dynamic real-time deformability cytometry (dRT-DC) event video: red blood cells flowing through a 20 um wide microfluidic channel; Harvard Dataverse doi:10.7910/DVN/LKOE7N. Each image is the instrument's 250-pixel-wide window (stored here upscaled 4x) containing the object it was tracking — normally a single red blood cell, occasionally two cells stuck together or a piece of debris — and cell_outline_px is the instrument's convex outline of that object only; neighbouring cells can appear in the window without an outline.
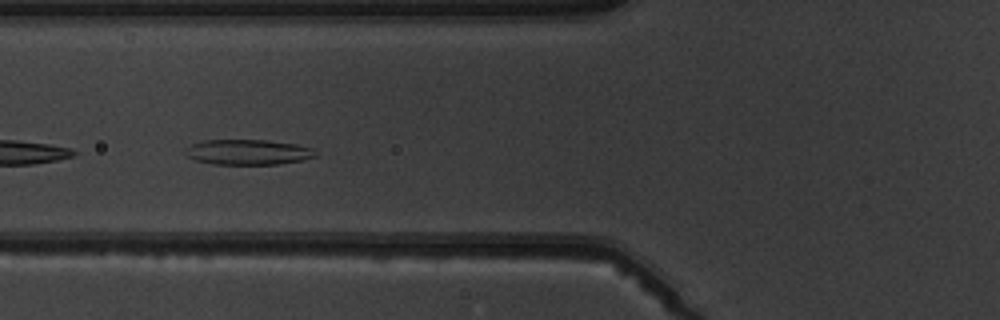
{"species": "common noctule bat (a hibernating species)", "species_latin": "Nyctalus noctula", "temperature_condition": "warm", "stored_images_in_passage": 9, "camera_frame_rate_fps": 3000, "um_per_image_px": 0.085, "animal": {"sex": "male", "body_mass_g": 19.5, "forearm_length_mm": 54.6}, "frame": {"image": 1, "passage_image": 6, "time_ms": 5.667, "image_size_px": [1000, 320], "cell_outline_px": [[316, 156], [304, 160], [276, 164], [212, 164], [196, 160], [184, 156], [184, 148], [192, 144], [204, 140], [264, 140], [296, 144], [312, 148]], "centroid_in_image_um": [21.02, 12.93], "position_along_channel_um": 104.8, "area_um2": 19.19}}
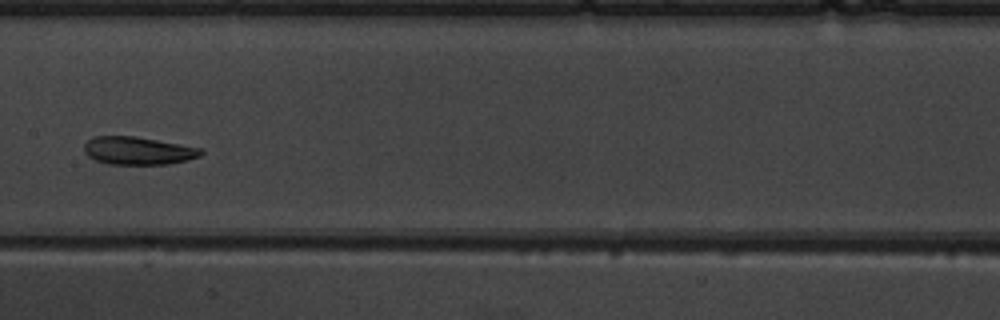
{"frame": {"image": 2, "passage_image": 8, "time_ms": 8.0, "image_size_px": [1000, 320], "cell_outline_px": [[204, 152], [200, 156], [188, 160], [168, 164], [108, 164], [96, 160], [88, 156], [84, 152], [84, 144], [92, 136], [136, 136], [200, 148]], "centroid_in_image_um": [11.71, 12.81], "position_along_channel_um": 195.7, "area_um2": 18.96}}
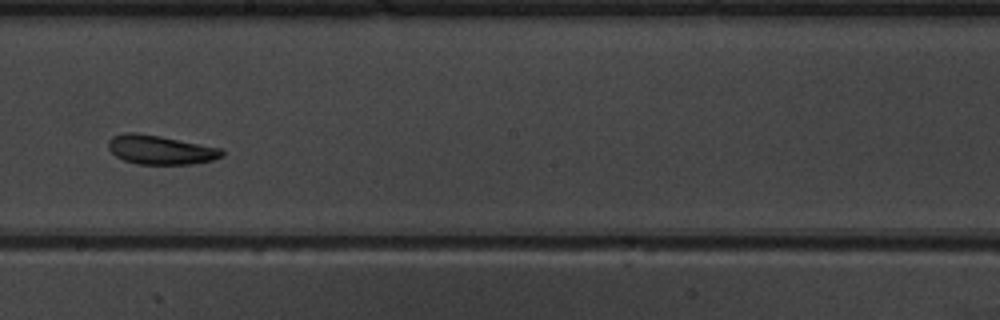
{"frame": {"image": 3, "passage_image": 9, "time_ms": 9.0, "image_size_px": [1000, 320], "cell_outline_px": [[224, 156], [212, 160], [192, 164], [136, 164], [124, 160], [116, 156], [108, 148], [108, 140], [112, 136], [124, 132], [136, 132], [160, 136], [220, 148], [224, 152]], "centroid_in_image_um": [13.61, 12.73], "position_along_channel_um": 234.6, "area_um2": 19.25}}